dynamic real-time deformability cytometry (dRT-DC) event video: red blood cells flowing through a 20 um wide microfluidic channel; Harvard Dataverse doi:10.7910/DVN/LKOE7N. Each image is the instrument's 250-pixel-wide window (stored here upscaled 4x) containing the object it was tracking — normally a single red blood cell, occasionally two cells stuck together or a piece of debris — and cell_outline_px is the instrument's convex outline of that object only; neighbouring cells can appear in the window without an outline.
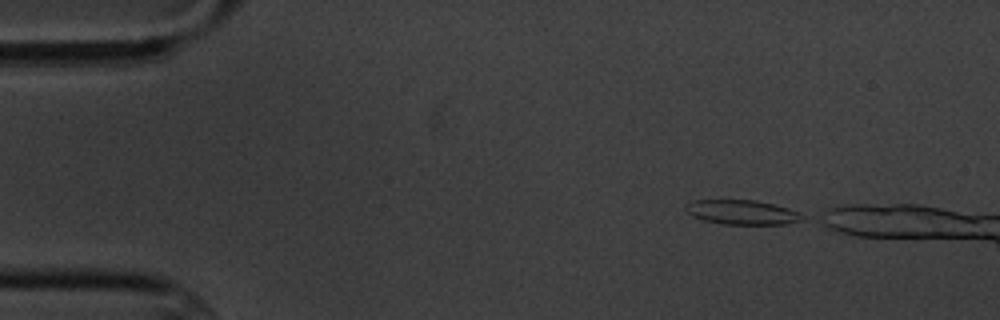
{"species": "common noctule bat (a hibernating species)", "species_latin": "Nyctalus noctula", "temperature_condition": "cold", "stored_images_in_passage": 3, "camera_frame_rate_fps": 3000, "um_per_image_px": 0.085, "animal": {"sex": "male", "body_mass_g": 20.1, "forearm_length_mm": 53.5}, "frame": {"image": 1, "passage_image": 1, "time_ms": 0.0, "image_size_px": [1000, 320], "cell_outline_px": [[804, 220], [784, 224], [724, 224], [704, 220], [692, 216], [684, 208], [692, 200], [756, 200], [788, 208], [804, 216]], "centroid_in_image_um": [63.07, 18.04], "position_along_channel_um": 21.9, "area_um2": 16.47}}